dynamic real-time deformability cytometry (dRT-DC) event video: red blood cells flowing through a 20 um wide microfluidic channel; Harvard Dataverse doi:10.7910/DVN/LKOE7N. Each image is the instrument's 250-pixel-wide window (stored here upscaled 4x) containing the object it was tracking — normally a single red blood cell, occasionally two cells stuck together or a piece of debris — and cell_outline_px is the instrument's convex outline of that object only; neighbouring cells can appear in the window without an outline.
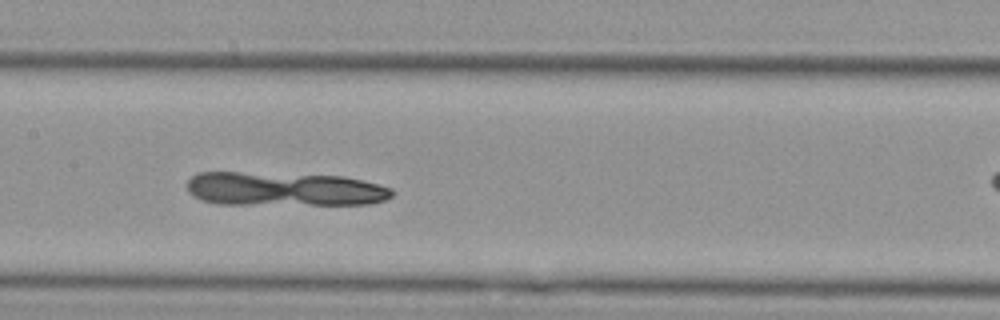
{"species": "Egyptian fruit bat (a non-hibernating species)", "species_latin": "Rousettus aegyptiacus", "temperature_condition": "cold", "stored_images_in_passage": 32, "camera_frame_rate_fps": 3000, "um_per_image_px": 0.085, "animal": {"sex": "female"}, "frame": {"image": 1, "passage_image": 10, "time_ms": 3.0, "image_size_px": [1000, 320], "cell_outline_px": [[396, 192], [388, 200], [368, 204], [220, 204], [200, 200], [192, 196], [188, 192], [188, 180], [196, 172], [240, 172], [344, 176], [380, 184], [392, 188]], "centroid_in_image_um": [24.18, 16.07], "position_along_channel_um": 183.2, "area_um2": 40.86}}
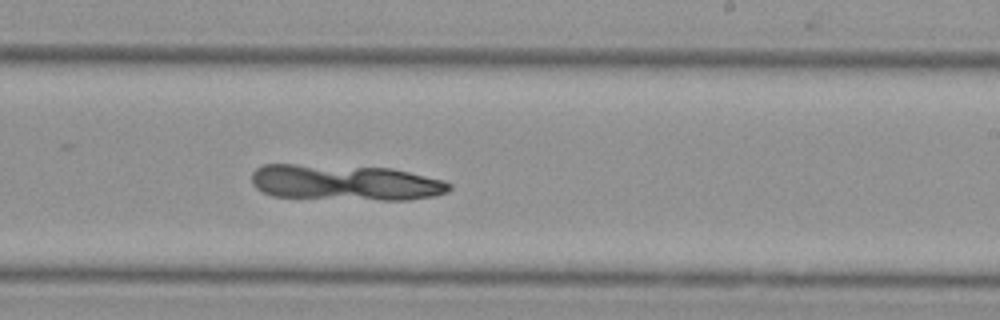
{"frame": {"image": 2, "passage_image": 17, "time_ms": 5.333, "image_size_px": [1000, 320], "cell_outline_px": [[452, 188], [448, 192], [436, 196], [408, 200], [380, 200], [272, 196], [256, 188], [252, 184], [252, 172], [256, 168], [264, 164], [296, 164], [392, 168], [444, 180], [452, 184]], "centroid_in_image_um": [29.38, 15.52], "position_along_channel_um": 259.6, "area_um2": 41.44}}
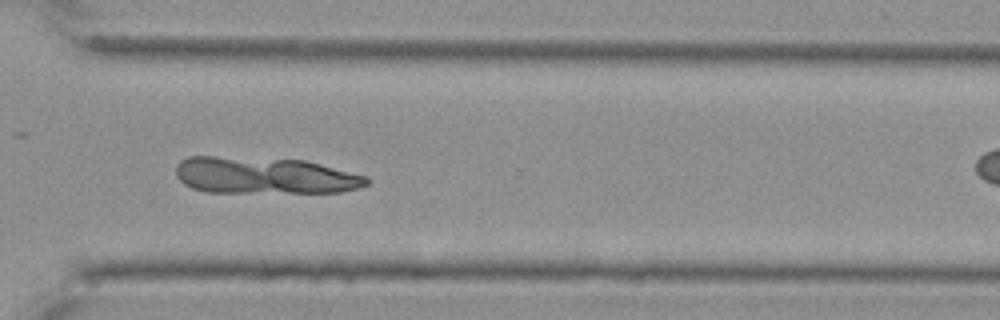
{"frame": {"image": 3, "passage_image": 25, "time_ms": 8.0, "image_size_px": [1000, 320], "cell_outline_px": [[368, 184], [360, 188], [340, 192], [208, 192], [192, 188], [184, 184], [176, 176], [176, 164], [180, 160], [188, 156], [216, 156], [304, 160], [368, 176]], "centroid_in_image_um": [22.46, 14.92], "position_along_channel_um": 348.1, "area_um2": 40.92}}